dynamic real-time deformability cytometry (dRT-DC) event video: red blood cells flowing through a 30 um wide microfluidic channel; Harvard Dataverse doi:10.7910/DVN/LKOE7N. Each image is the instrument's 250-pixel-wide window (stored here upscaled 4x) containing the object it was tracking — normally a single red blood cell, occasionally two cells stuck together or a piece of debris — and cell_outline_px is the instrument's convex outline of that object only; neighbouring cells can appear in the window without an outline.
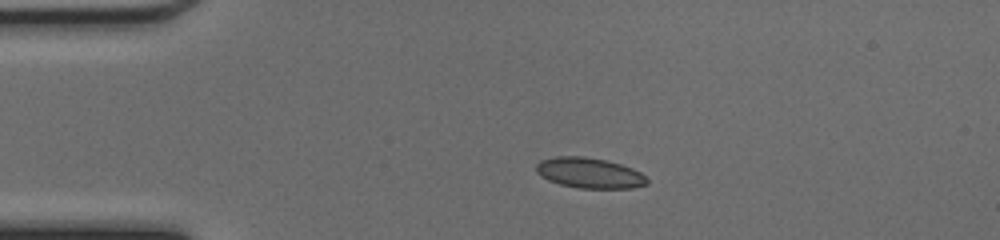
{"species": "common noctule bat (a hibernating species)", "species_latin": "Nyctalus noctula", "temperature_condition": "cold", "stored_images_in_passage": 39, "camera_frame_rate_fps": 3000, "um_per_image_px": 0.085, "animal": {"sex": "female", "body_mass_g": 17.0, "forearm_length_mm": 48.0}, "frame": {"image": 1, "passage_image": 1, "time_ms": 0.0, "image_size_px": [1000, 240], "cell_outline_px": [[648, 184], [632, 188], [576, 188], [560, 184], [548, 180], [540, 176], [536, 172], [536, 164], [540, 160], [556, 156], [584, 156], [604, 160], [620, 164], [632, 168], [640, 172], [648, 180]], "centroid_in_image_um": [50.07, 14.7], "position_along_channel_um": 34.9, "area_um2": 19.71}}
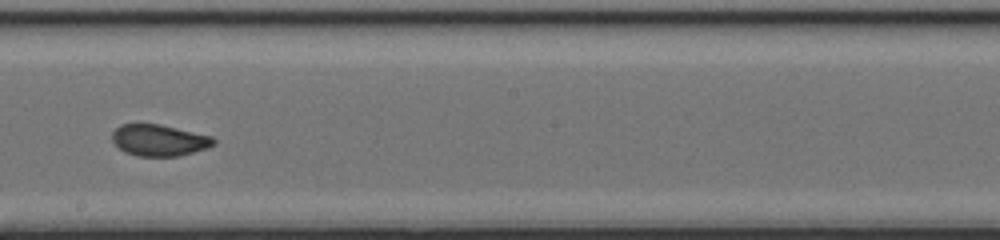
{"frame": {"image": 2, "passage_image": 18, "time_ms": 5.667, "image_size_px": [1000, 240], "cell_outline_px": [[216, 144], [208, 148], [180, 156], [136, 156], [124, 152], [112, 140], [112, 132], [120, 124], [160, 124], [212, 136], [216, 140]], "centroid_in_image_um": [13.55, 11.92], "position_along_channel_um": 234.7, "area_um2": 18.73}}
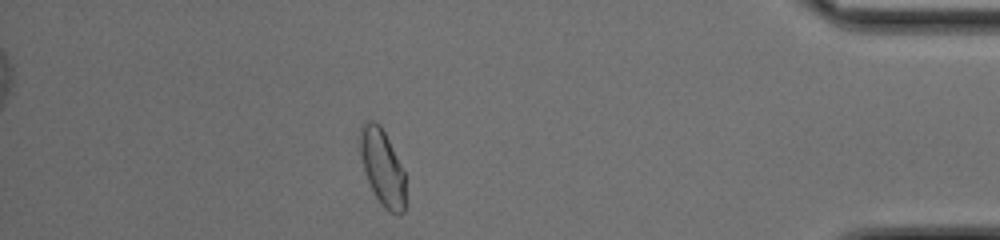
{"frame": {"image": 3, "passage_image": 33, "time_ms": 10.667, "image_size_px": [1000, 240], "cell_outline_px": [[404, 212], [392, 212], [384, 208], [380, 204], [364, 172], [360, 156], [360, 128], [364, 120], [372, 120], [380, 124], [404, 172]], "centroid_in_image_um": [32.46, 14.18], "position_along_channel_um": 402.7, "area_um2": 19.71}, "authors_computed_cell_mechanics": {"area_um2": 19.074, "velocity_mm_per_s": 4.2609, "shape_relaxation_time_tau1_ms": null, "shape_relaxation_time_tau2_ms": 0.6714, "deformation_change_tau1": null, "deformation_change_tau2": 0.0433}}